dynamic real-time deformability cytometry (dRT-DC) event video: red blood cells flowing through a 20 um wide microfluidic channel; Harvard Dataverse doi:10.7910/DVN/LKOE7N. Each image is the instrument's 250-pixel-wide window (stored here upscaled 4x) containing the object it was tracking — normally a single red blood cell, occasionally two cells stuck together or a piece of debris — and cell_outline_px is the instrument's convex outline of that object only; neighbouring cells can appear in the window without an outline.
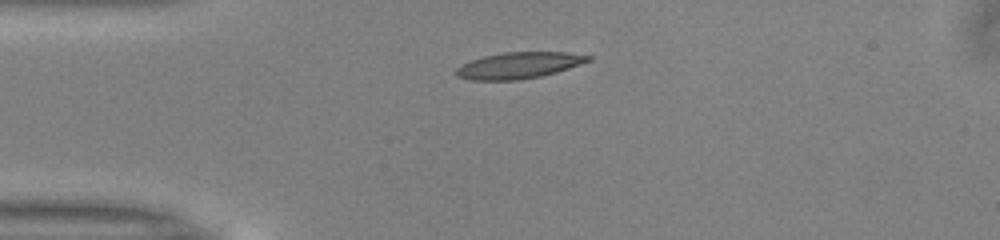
{"species": "common noctule bat (a hibernating species)", "species_latin": "Nyctalus noctula", "temperature_condition": "warm", "stored_images_in_passage": 29, "camera_frame_rate_fps": 3000, "um_per_image_px": 0.085, "animal": {"sex": "male", "body_mass_g": 13.0, "forearm_length_mm": 53.1}, "frame": {"image": 1, "passage_image": 1, "time_ms": 0.0, "image_size_px": [1000, 240], "cell_outline_px": [[592, 60], [556, 72], [540, 76], [520, 80], [472, 80], [456, 76], [452, 72], [460, 64], [484, 56], [504, 52], [568, 52], [592, 56]], "centroid_in_image_um": [44.06, 5.56], "position_along_channel_um": 40.9, "area_um2": 20.35}}
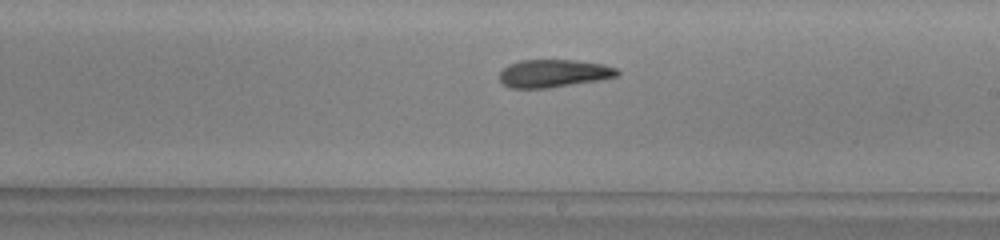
{"frame": {"image": 2, "passage_image": 18, "time_ms": 5.667, "image_size_px": [1000, 240], "cell_outline_px": [[620, 72], [616, 76], [600, 80], [548, 88], [512, 88], [504, 84], [500, 80], [500, 72], [508, 64], [520, 60], [576, 60], [604, 64], [616, 68]], "centroid_in_image_um": [47.06, 6.23], "position_along_channel_um": 241.9, "area_um2": 19.07}}
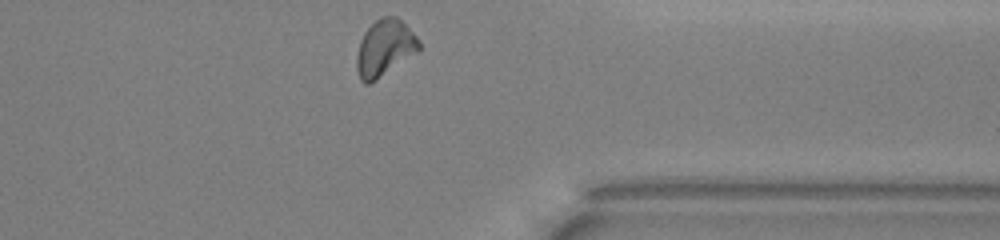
{"frame": {"image": 3, "passage_image": 29, "time_ms": 9.333, "image_size_px": [1000, 240], "cell_outline_px": [[420, 52], [376, 80], [368, 84], [364, 84], [360, 80], [356, 68], [356, 56], [360, 40], [364, 32], [380, 16], [396, 16], [420, 40]], "centroid_in_image_um": [32.7, 4.1], "position_along_channel_um": 378.7, "area_um2": 20.75}, "authors_computed_cell_mechanics": {"area_um2": 19.7098, "velocity_mm_per_s": 3.9846, "shape_relaxation_time_tau1_ms": 7.9755, "shape_relaxation_time_tau2_ms": 10.3224, "deformation_change_tau1": 0.2236, "deformation_change_tau2": 0.1991}}